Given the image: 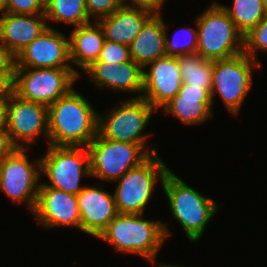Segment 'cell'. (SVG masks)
Masks as SVG:
<instances>
[{
    "label": "cell",
    "mask_w": 267,
    "mask_h": 267,
    "mask_svg": "<svg viewBox=\"0 0 267 267\" xmlns=\"http://www.w3.org/2000/svg\"><path fill=\"white\" fill-rule=\"evenodd\" d=\"M98 115L73 88L48 107V145L86 147L98 135Z\"/></svg>",
    "instance_id": "1"
},
{
    "label": "cell",
    "mask_w": 267,
    "mask_h": 267,
    "mask_svg": "<svg viewBox=\"0 0 267 267\" xmlns=\"http://www.w3.org/2000/svg\"><path fill=\"white\" fill-rule=\"evenodd\" d=\"M168 226L160 221L146 220L143 214H118L98 239L124 253L137 254L155 264L157 252L171 236Z\"/></svg>",
    "instance_id": "2"
},
{
    "label": "cell",
    "mask_w": 267,
    "mask_h": 267,
    "mask_svg": "<svg viewBox=\"0 0 267 267\" xmlns=\"http://www.w3.org/2000/svg\"><path fill=\"white\" fill-rule=\"evenodd\" d=\"M161 187L168 198L171 215L180 223L188 240L199 241L220 205L191 188L171 170Z\"/></svg>",
    "instance_id": "3"
},
{
    "label": "cell",
    "mask_w": 267,
    "mask_h": 267,
    "mask_svg": "<svg viewBox=\"0 0 267 267\" xmlns=\"http://www.w3.org/2000/svg\"><path fill=\"white\" fill-rule=\"evenodd\" d=\"M197 54L208 60L231 58L244 50V36L219 3H212L195 20Z\"/></svg>",
    "instance_id": "4"
},
{
    "label": "cell",
    "mask_w": 267,
    "mask_h": 267,
    "mask_svg": "<svg viewBox=\"0 0 267 267\" xmlns=\"http://www.w3.org/2000/svg\"><path fill=\"white\" fill-rule=\"evenodd\" d=\"M155 147L157 145L143 148L139 144L104 139L98 134L85 147L91 176L116 182L126 172L158 153Z\"/></svg>",
    "instance_id": "5"
},
{
    "label": "cell",
    "mask_w": 267,
    "mask_h": 267,
    "mask_svg": "<svg viewBox=\"0 0 267 267\" xmlns=\"http://www.w3.org/2000/svg\"><path fill=\"white\" fill-rule=\"evenodd\" d=\"M80 72L73 68H14L13 92L49 107L72 89Z\"/></svg>",
    "instance_id": "6"
},
{
    "label": "cell",
    "mask_w": 267,
    "mask_h": 267,
    "mask_svg": "<svg viewBox=\"0 0 267 267\" xmlns=\"http://www.w3.org/2000/svg\"><path fill=\"white\" fill-rule=\"evenodd\" d=\"M169 171L170 169L156 153L140 166L126 172L118 179L113 193L118 213L144 214L158 179L162 184Z\"/></svg>",
    "instance_id": "7"
},
{
    "label": "cell",
    "mask_w": 267,
    "mask_h": 267,
    "mask_svg": "<svg viewBox=\"0 0 267 267\" xmlns=\"http://www.w3.org/2000/svg\"><path fill=\"white\" fill-rule=\"evenodd\" d=\"M253 68L261 67L260 61L251 59L244 52L227 59L213 61L212 102L215 94L221 96L230 113L238 115L252 84Z\"/></svg>",
    "instance_id": "8"
},
{
    "label": "cell",
    "mask_w": 267,
    "mask_h": 267,
    "mask_svg": "<svg viewBox=\"0 0 267 267\" xmlns=\"http://www.w3.org/2000/svg\"><path fill=\"white\" fill-rule=\"evenodd\" d=\"M157 110L144 98L123 101L106 116L98 115V134L108 140L146 146L148 136L142 134Z\"/></svg>",
    "instance_id": "9"
},
{
    "label": "cell",
    "mask_w": 267,
    "mask_h": 267,
    "mask_svg": "<svg viewBox=\"0 0 267 267\" xmlns=\"http://www.w3.org/2000/svg\"><path fill=\"white\" fill-rule=\"evenodd\" d=\"M25 152L26 148H15L0 161V190L13 202H26L33 212L40 186L41 158L31 163Z\"/></svg>",
    "instance_id": "10"
},
{
    "label": "cell",
    "mask_w": 267,
    "mask_h": 267,
    "mask_svg": "<svg viewBox=\"0 0 267 267\" xmlns=\"http://www.w3.org/2000/svg\"><path fill=\"white\" fill-rule=\"evenodd\" d=\"M46 148L47 153L41 158L40 171L44 172L50 181L40 184L63 190L66 193L79 194L84 188L80 187L81 178L85 175L91 177L87 149L52 145Z\"/></svg>",
    "instance_id": "11"
},
{
    "label": "cell",
    "mask_w": 267,
    "mask_h": 267,
    "mask_svg": "<svg viewBox=\"0 0 267 267\" xmlns=\"http://www.w3.org/2000/svg\"><path fill=\"white\" fill-rule=\"evenodd\" d=\"M6 130L16 148L30 149V144L42 135L48 141V107L12 92L8 100Z\"/></svg>",
    "instance_id": "12"
},
{
    "label": "cell",
    "mask_w": 267,
    "mask_h": 267,
    "mask_svg": "<svg viewBox=\"0 0 267 267\" xmlns=\"http://www.w3.org/2000/svg\"><path fill=\"white\" fill-rule=\"evenodd\" d=\"M69 38L48 26L15 58V68H73Z\"/></svg>",
    "instance_id": "13"
},
{
    "label": "cell",
    "mask_w": 267,
    "mask_h": 267,
    "mask_svg": "<svg viewBox=\"0 0 267 267\" xmlns=\"http://www.w3.org/2000/svg\"><path fill=\"white\" fill-rule=\"evenodd\" d=\"M32 214L45 228L70 226L80 229V209L77 197L63 190L40 184L38 199Z\"/></svg>",
    "instance_id": "14"
},
{
    "label": "cell",
    "mask_w": 267,
    "mask_h": 267,
    "mask_svg": "<svg viewBox=\"0 0 267 267\" xmlns=\"http://www.w3.org/2000/svg\"><path fill=\"white\" fill-rule=\"evenodd\" d=\"M149 71H143L142 98L157 111L173 97L181 87L182 77L177 57L164 56L148 63Z\"/></svg>",
    "instance_id": "15"
},
{
    "label": "cell",
    "mask_w": 267,
    "mask_h": 267,
    "mask_svg": "<svg viewBox=\"0 0 267 267\" xmlns=\"http://www.w3.org/2000/svg\"><path fill=\"white\" fill-rule=\"evenodd\" d=\"M76 197L81 213L80 230L98 238L119 214L114 194H109L101 186H85Z\"/></svg>",
    "instance_id": "16"
},
{
    "label": "cell",
    "mask_w": 267,
    "mask_h": 267,
    "mask_svg": "<svg viewBox=\"0 0 267 267\" xmlns=\"http://www.w3.org/2000/svg\"><path fill=\"white\" fill-rule=\"evenodd\" d=\"M45 14L4 13L0 16V42L16 58L48 27Z\"/></svg>",
    "instance_id": "17"
},
{
    "label": "cell",
    "mask_w": 267,
    "mask_h": 267,
    "mask_svg": "<svg viewBox=\"0 0 267 267\" xmlns=\"http://www.w3.org/2000/svg\"><path fill=\"white\" fill-rule=\"evenodd\" d=\"M212 105L208 89L182 83L177 95L161 109L177 117L183 124L196 125L213 116Z\"/></svg>",
    "instance_id": "18"
},
{
    "label": "cell",
    "mask_w": 267,
    "mask_h": 267,
    "mask_svg": "<svg viewBox=\"0 0 267 267\" xmlns=\"http://www.w3.org/2000/svg\"><path fill=\"white\" fill-rule=\"evenodd\" d=\"M153 14L148 9L123 4L111 15L102 17L97 22L103 29L105 40L130 46Z\"/></svg>",
    "instance_id": "19"
},
{
    "label": "cell",
    "mask_w": 267,
    "mask_h": 267,
    "mask_svg": "<svg viewBox=\"0 0 267 267\" xmlns=\"http://www.w3.org/2000/svg\"><path fill=\"white\" fill-rule=\"evenodd\" d=\"M164 22L161 13H154L129 46L131 59L144 69L148 63L166 56L167 26Z\"/></svg>",
    "instance_id": "20"
},
{
    "label": "cell",
    "mask_w": 267,
    "mask_h": 267,
    "mask_svg": "<svg viewBox=\"0 0 267 267\" xmlns=\"http://www.w3.org/2000/svg\"><path fill=\"white\" fill-rule=\"evenodd\" d=\"M104 42V32L97 21L75 27L69 36L71 63L85 70L99 59Z\"/></svg>",
    "instance_id": "21"
},
{
    "label": "cell",
    "mask_w": 267,
    "mask_h": 267,
    "mask_svg": "<svg viewBox=\"0 0 267 267\" xmlns=\"http://www.w3.org/2000/svg\"><path fill=\"white\" fill-rule=\"evenodd\" d=\"M182 83L212 90L213 60L204 59L197 53L177 57Z\"/></svg>",
    "instance_id": "22"
},
{
    "label": "cell",
    "mask_w": 267,
    "mask_h": 267,
    "mask_svg": "<svg viewBox=\"0 0 267 267\" xmlns=\"http://www.w3.org/2000/svg\"><path fill=\"white\" fill-rule=\"evenodd\" d=\"M46 20L80 26L91 22L86 0H49L45 4Z\"/></svg>",
    "instance_id": "23"
},
{
    "label": "cell",
    "mask_w": 267,
    "mask_h": 267,
    "mask_svg": "<svg viewBox=\"0 0 267 267\" xmlns=\"http://www.w3.org/2000/svg\"><path fill=\"white\" fill-rule=\"evenodd\" d=\"M220 5L243 36L256 27L266 15L262 0H233L231 7Z\"/></svg>",
    "instance_id": "24"
},
{
    "label": "cell",
    "mask_w": 267,
    "mask_h": 267,
    "mask_svg": "<svg viewBox=\"0 0 267 267\" xmlns=\"http://www.w3.org/2000/svg\"><path fill=\"white\" fill-rule=\"evenodd\" d=\"M143 71L144 68L132 59L123 63H116L113 81V90L139 93L130 98H142L143 93Z\"/></svg>",
    "instance_id": "25"
},
{
    "label": "cell",
    "mask_w": 267,
    "mask_h": 267,
    "mask_svg": "<svg viewBox=\"0 0 267 267\" xmlns=\"http://www.w3.org/2000/svg\"><path fill=\"white\" fill-rule=\"evenodd\" d=\"M196 29L189 27V28H183L181 32L184 34L182 36L183 41L180 42V39L176 38L177 35H179L178 30L177 34H174L173 39L168 38V32H165L166 34V55L178 57L183 56L186 54H193L197 53V38H198V32L195 31ZM180 31V30H179ZM181 34V33H180ZM181 36V35H180ZM185 36V37H184ZM176 38V39H175ZM187 38V39H185Z\"/></svg>",
    "instance_id": "26"
},
{
    "label": "cell",
    "mask_w": 267,
    "mask_h": 267,
    "mask_svg": "<svg viewBox=\"0 0 267 267\" xmlns=\"http://www.w3.org/2000/svg\"><path fill=\"white\" fill-rule=\"evenodd\" d=\"M256 50L267 52V14L262 21L252 28L244 36L243 52L251 59L258 61L256 58Z\"/></svg>",
    "instance_id": "27"
},
{
    "label": "cell",
    "mask_w": 267,
    "mask_h": 267,
    "mask_svg": "<svg viewBox=\"0 0 267 267\" xmlns=\"http://www.w3.org/2000/svg\"><path fill=\"white\" fill-rule=\"evenodd\" d=\"M115 65L116 63L96 61L84 71L90 83L92 82L100 88L107 87L113 90Z\"/></svg>",
    "instance_id": "28"
},
{
    "label": "cell",
    "mask_w": 267,
    "mask_h": 267,
    "mask_svg": "<svg viewBox=\"0 0 267 267\" xmlns=\"http://www.w3.org/2000/svg\"><path fill=\"white\" fill-rule=\"evenodd\" d=\"M130 50L128 45L118 44L105 40L97 61L108 63H123L130 61Z\"/></svg>",
    "instance_id": "29"
},
{
    "label": "cell",
    "mask_w": 267,
    "mask_h": 267,
    "mask_svg": "<svg viewBox=\"0 0 267 267\" xmlns=\"http://www.w3.org/2000/svg\"><path fill=\"white\" fill-rule=\"evenodd\" d=\"M124 4L123 0H86V10L89 18L94 15L93 21L111 15ZM92 16V17H91Z\"/></svg>",
    "instance_id": "30"
},
{
    "label": "cell",
    "mask_w": 267,
    "mask_h": 267,
    "mask_svg": "<svg viewBox=\"0 0 267 267\" xmlns=\"http://www.w3.org/2000/svg\"><path fill=\"white\" fill-rule=\"evenodd\" d=\"M7 12L14 14H45L42 0H7Z\"/></svg>",
    "instance_id": "31"
},
{
    "label": "cell",
    "mask_w": 267,
    "mask_h": 267,
    "mask_svg": "<svg viewBox=\"0 0 267 267\" xmlns=\"http://www.w3.org/2000/svg\"><path fill=\"white\" fill-rule=\"evenodd\" d=\"M14 71H0V98H9L13 92Z\"/></svg>",
    "instance_id": "32"
},
{
    "label": "cell",
    "mask_w": 267,
    "mask_h": 267,
    "mask_svg": "<svg viewBox=\"0 0 267 267\" xmlns=\"http://www.w3.org/2000/svg\"><path fill=\"white\" fill-rule=\"evenodd\" d=\"M125 5L131 6V7H141L148 9L152 11L153 13H161L160 9L165 3V0H130L128 3L127 0H123Z\"/></svg>",
    "instance_id": "33"
},
{
    "label": "cell",
    "mask_w": 267,
    "mask_h": 267,
    "mask_svg": "<svg viewBox=\"0 0 267 267\" xmlns=\"http://www.w3.org/2000/svg\"><path fill=\"white\" fill-rule=\"evenodd\" d=\"M15 57L0 42V71H14Z\"/></svg>",
    "instance_id": "34"
},
{
    "label": "cell",
    "mask_w": 267,
    "mask_h": 267,
    "mask_svg": "<svg viewBox=\"0 0 267 267\" xmlns=\"http://www.w3.org/2000/svg\"><path fill=\"white\" fill-rule=\"evenodd\" d=\"M16 147L10 140L6 128H0V161L9 155Z\"/></svg>",
    "instance_id": "35"
},
{
    "label": "cell",
    "mask_w": 267,
    "mask_h": 267,
    "mask_svg": "<svg viewBox=\"0 0 267 267\" xmlns=\"http://www.w3.org/2000/svg\"><path fill=\"white\" fill-rule=\"evenodd\" d=\"M9 98H0V128L7 126V108Z\"/></svg>",
    "instance_id": "36"
},
{
    "label": "cell",
    "mask_w": 267,
    "mask_h": 267,
    "mask_svg": "<svg viewBox=\"0 0 267 267\" xmlns=\"http://www.w3.org/2000/svg\"><path fill=\"white\" fill-rule=\"evenodd\" d=\"M7 12V0H0V13L3 15Z\"/></svg>",
    "instance_id": "37"
},
{
    "label": "cell",
    "mask_w": 267,
    "mask_h": 267,
    "mask_svg": "<svg viewBox=\"0 0 267 267\" xmlns=\"http://www.w3.org/2000/svg\"><path fill=\"white\" fill-rule=\"evenodd\" d=\"M262 4H263L264 10L267 14V0H262Z\"/></svg>",
    "instance_id": "38"
},
{
    "label": "cell",
    "mask_w": 267,
    "mask_h": 267,
    "mask_svg": "<svg viewBox=\"0 0 267 267\" xmlns=\"http://www.w3.org/2000/svg\"><path fill=\"white\" fill-rule=\"evenodd\" d=\"M159 267H180V266H178V265H177V266H175V265H167V264H165V265L162 264V265H161V264H160ZM181 267H182V266H181Z\"/></svg>",
    "instance_id": "39"
},
{
    "label": "cell",
    "mask_w": 267,
    "mask_h": 267,
    "mask_svg": "<svg viewBox=\"0 0 267 267\" xmlns=\"http://www.w3.org/2000/svg\"><path fill=\"white\" fill-rule=\"evenodd\" d=\"M48 1H49V0H42V2H43L44 4H46Z\"/></svg>",
    "instance_id": "40"
}]
</instances>
